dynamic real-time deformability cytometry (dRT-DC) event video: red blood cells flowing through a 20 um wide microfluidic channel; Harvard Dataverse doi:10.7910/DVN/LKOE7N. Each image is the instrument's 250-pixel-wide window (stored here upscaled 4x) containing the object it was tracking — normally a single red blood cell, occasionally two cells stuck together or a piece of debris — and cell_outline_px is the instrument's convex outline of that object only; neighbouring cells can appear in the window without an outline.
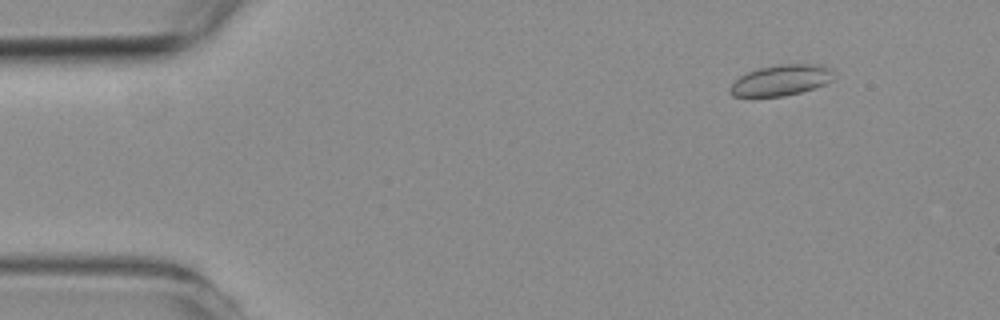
{"species": "common noctule bat (a hibernating species)", "species_latin": "Nyctalus noctula", "temperature_condition": "room temperature", "stored_images_in_passage": 5, "camera_frame_rate_fps": 3000, "um_per_image_px": 0.085, "animal": {"sex": "female", "body_mass_g": 19.3, "forearm_length_mm": 54.1}, "frame": {"image": 1, "passage_image": 2, "time_ms": 1.0, "image_size_px": [1000, 320], "cell_outline_px": [[832, 80], [824, 84], [800, 92], [784, 96], [732, 96], [728, 92], [728, 88], [740, 76], [748, 72], [760, 68], [780, 64], [820, 64], [832, 68]], "centroid_in_image_um": [66.38, 6.81], "position_along_channel_um": 18.6, "area_um2": 18.44}}
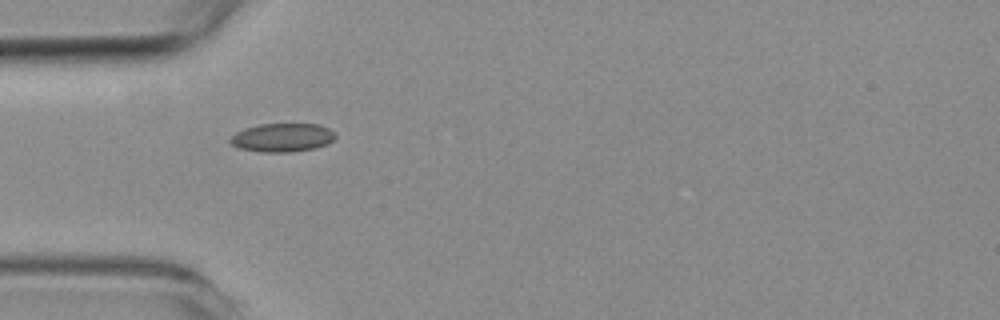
{"frame": {"image": 2, "passage_image": 4, "time_ms": 4.333, "image_size_px": [1000, 320], "cell_outline_px": [[336, 136], [328, 144], [316, 148], [288, 152], [260, 152], [240, 148], [232, 144], [228, 140], [236, 132], [244, 128], [260, 124], [320, 124], [336, 132]], "centroid_in_image_um": [24.02, 11.69], "position_along_channel_um": 61.0, "area_um2": 17.57}}
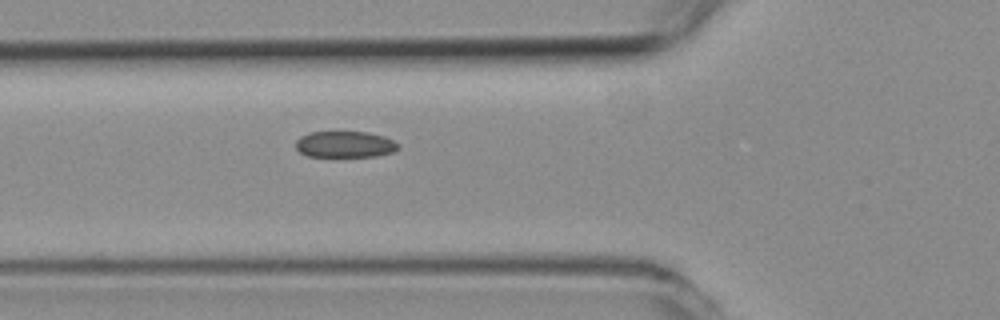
{"frame": {"image": 3, "passage_image": 5, "time_ms": 5.333, "image_size_px": [1000, 320], "cell_outline_px": [[400, 148], [392, 152], [376, 156], [308, 156], [300, 152], [296, 148], [296, 140], [300, 136], [308, 132], [368, 132], [384, 136], [400, 144]], "centroid_in_image_um": [29.33, 12.26], "position_along_channel_um": 96.5, "area_um2": 15.72}}